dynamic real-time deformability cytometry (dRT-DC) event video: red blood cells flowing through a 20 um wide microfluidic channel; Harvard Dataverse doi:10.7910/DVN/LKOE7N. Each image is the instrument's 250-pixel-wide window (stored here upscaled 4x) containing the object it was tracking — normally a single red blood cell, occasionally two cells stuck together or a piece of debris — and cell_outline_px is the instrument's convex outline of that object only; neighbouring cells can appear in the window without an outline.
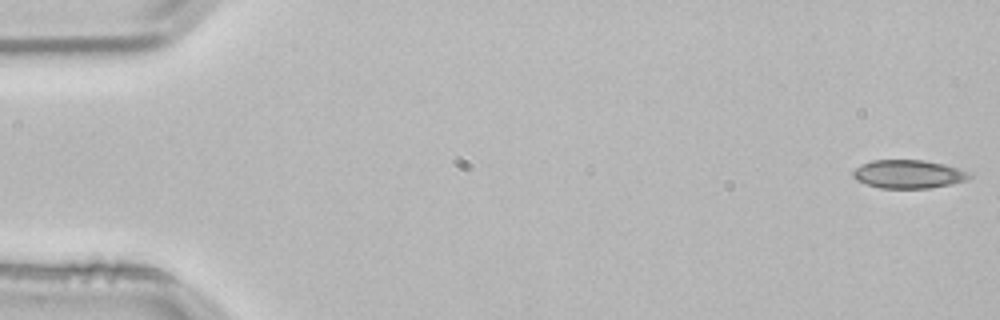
{"species": "common noctule bat (a hibernating species)", "species_latin": "Nyctalus noctula", "temperature_condition": "room temperature", "stored_images_in_passage": 53, "camera_frame_rate_fps": 3000, "um_per_image_px": 0.085, "animal": {"sex": "male", "body_mass_g": 21.5, "forearm_length_mm": 52.0}, "frame": {"image": 1, "passage_image": 1, "time_ms": 0.0, "image_size_px": [1000, 320], "cell_outline_px": [[972, 176], [968, 180], [952, 184], [928, 188], [880, 188], [864, 184], [856, 180], [852, 176], [852, 172], [860, 164], [872, 160], [924, 160], [944, 164], [972, 172]], "centroid_in_image_um": [77.22, 14.8], "position_along_channel_um": 7.8, "area_um2": 19.54}}
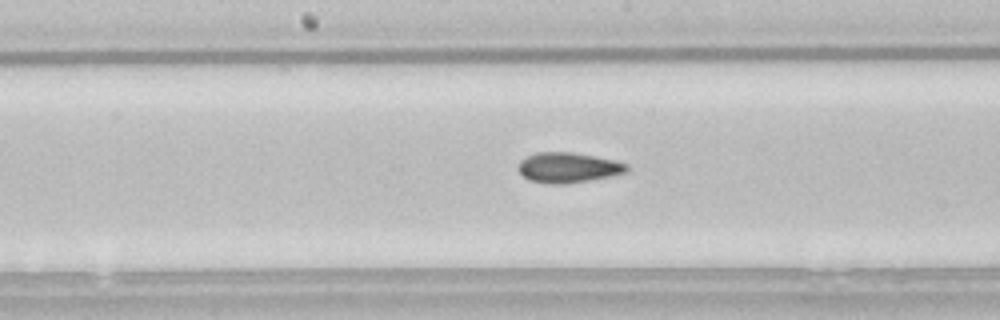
{"frame": {"image": 2, "passage_image": 27, "time_ms": 8.667, "image_size_px": [1000, 320], "cell_outline_px": [[628, 168], [624, 172], [608, 176], [588, 180], [564, 184], [552, 184], [528, 180], [520, 172], [520, 160], [536, 152], [572, 152], [612, 160], [628, 164]], "centroid_in_image_um": [48.25, 14.24], "position_along_channel_um": 199.9, "area_um2": 18.61}}
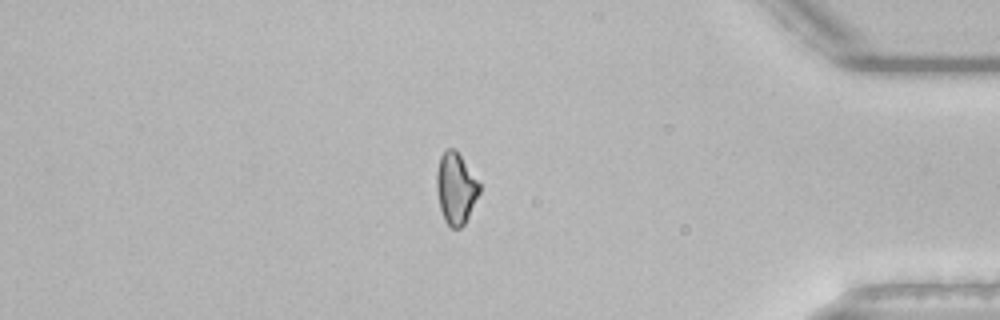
{"frame": {"image": 3, "passage_image": 45, "time_ms": 14.667, "image_size_px": [1000, 320], "cell_outline_px": [[480, 192], [464, 224], [460, 228], [452, 228], [444, 220], [440, 208], [436, 188], [436, 172], [440, 156], [448, 148], [456, 148], [480, 184]], "centroid_in_image_um": [38.73, 15.98], "position_along_channel_um": 396.5, "area_um2": 17.74}, "authors_computed_cell_mechanics": {"area_um2": 18.7272, "velocity_mm_per_s": 3.8337, "shape_relaxation_time_tau1_ms": null, "shape_relaxation_time_tau2_ms": 2.291, "deformation_change_tau1": null, "deformation_change_tau2": 0.0658}}